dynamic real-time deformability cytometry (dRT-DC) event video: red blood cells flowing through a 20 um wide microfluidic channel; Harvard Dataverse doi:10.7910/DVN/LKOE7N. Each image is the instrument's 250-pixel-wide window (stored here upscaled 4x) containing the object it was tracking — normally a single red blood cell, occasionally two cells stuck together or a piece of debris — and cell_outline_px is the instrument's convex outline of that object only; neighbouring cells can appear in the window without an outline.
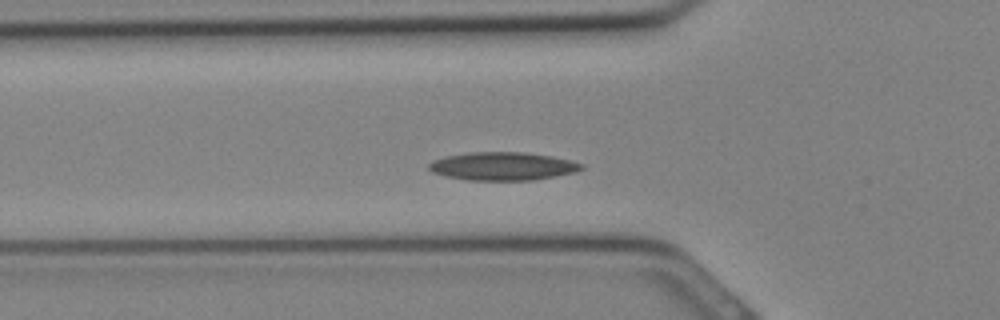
{"species": "Egyptian fruit bat (a non-hibernating species)", "species_latin": "Rousettus aegyptiacus", "temperature_condition": "cold", "stored_images_in_passage": 25, "segment_of_instrument_passage": [1, 2], "camera_frame_rate_fps": 3000, "um_per_image_px": 0.085, "animal": {"sex": "female"}, "frame": {"image": 1, "passage_image": 3, "time_ms": 0.667, "image_size_px": [1000, 320], "cell_outline_px": [[584, 168], [576, 172], [532, 180], [468, 180], [448, 176], [432, 172], [428, 168], [428, 164], [432, 160], [444, 156], [472, 152], [524, 152], [548, 156], [568, 160], [584, 164]], "centroid_in_image_um": [42.7, 14.12], "position_along_channel_um": 83.1, "area_um2": 24.85}}
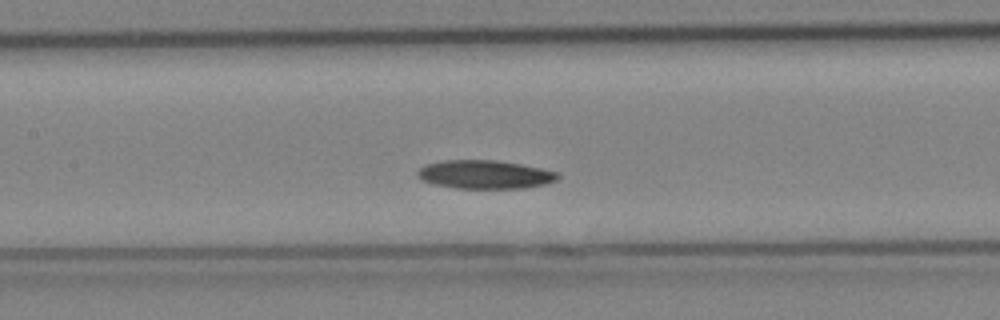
{"frame": {"image": 2, "passage_image": 7, "time_ms": 2.0, "image_size_px": [1000, 320], "cell_outline_px": [[560, 176], [556, 180], [544, 184], [524, 188], [456, 188], [432, 184], [416, 176], [416, 172], [420, 168], [428, 164], [444, 160], [496, 160], [520, 164], [540, 168], [556, 172]], "centroid_in_image_um": [41.19, 14.83], "position_along_channel_um": 166.2, "area_um2": 23.12}}
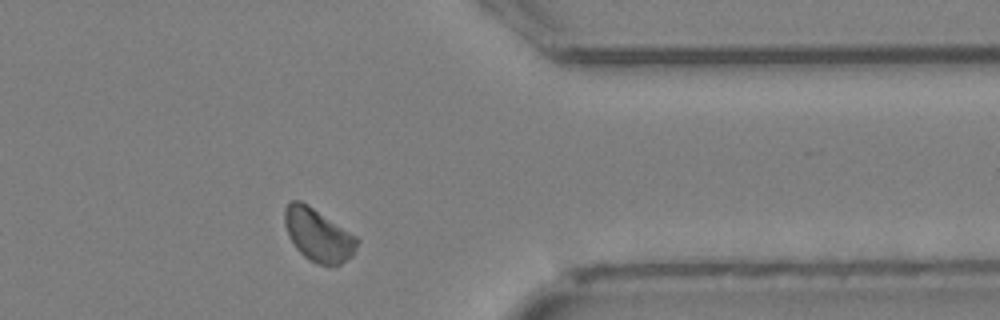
{"frame": {"image": 3, "passage_image": 18, "time_ms": 5.667, "image_size_px": [1000, 320], "cell_outline_px": [[360, 240], [352, 256], [340, 264], [316, 264], [304, 256], [296, 248], [288, 236], [284, 224], [284, 208], [288, 200], [300, 200], [308, 204], [356, 236]], "centroid_in_image_um": [27.01, 19.94], "position_along_channel_um": 384.4, "area_um2": 22.31}}